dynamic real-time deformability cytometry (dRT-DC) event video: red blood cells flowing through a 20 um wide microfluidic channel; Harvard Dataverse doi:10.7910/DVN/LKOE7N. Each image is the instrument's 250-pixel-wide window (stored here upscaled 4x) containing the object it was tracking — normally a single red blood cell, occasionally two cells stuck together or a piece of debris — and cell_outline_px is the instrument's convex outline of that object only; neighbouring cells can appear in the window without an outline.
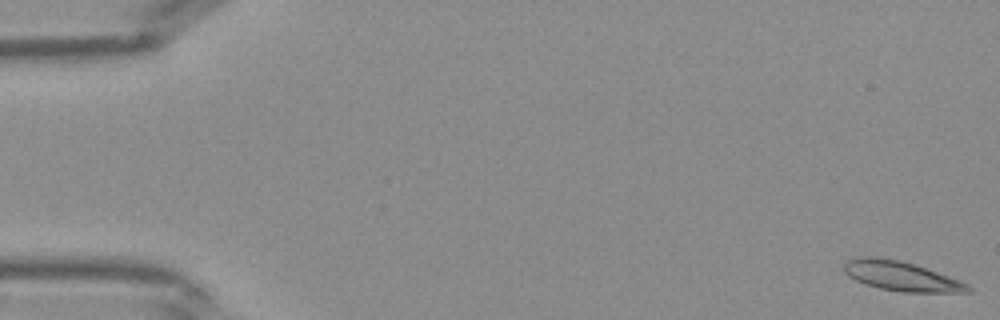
{"species": "Egyptian fruit bat (a non-hibernating species)", "species_latin": "Rousettus aegyptiacus", "temperature_condition": "warm", "stored_images_in_passage": 43, "segment_of_instrument_passage": [1, 2], "camera_frame_rate_fps": 3000, "um_per_image_px": 0.085, "frame": {"image": 1, "passage_image": 1, "time_ms": 0.0, "image_size_px": [1000, 320], "cell_outline_px": [[972, 292], [904, 292], [880, 288], [856, 280], [848, 276], [844, 272], [844, 264], [848, 260], [860, 256], [872, 256], [900, 260], [916, 264], [960, 280], [968, 284], [972, 288]], "centroid_in_image_um": [76.62, 23.46], "position_along_channel_um": 8.4, "area_um2": 21.33}}
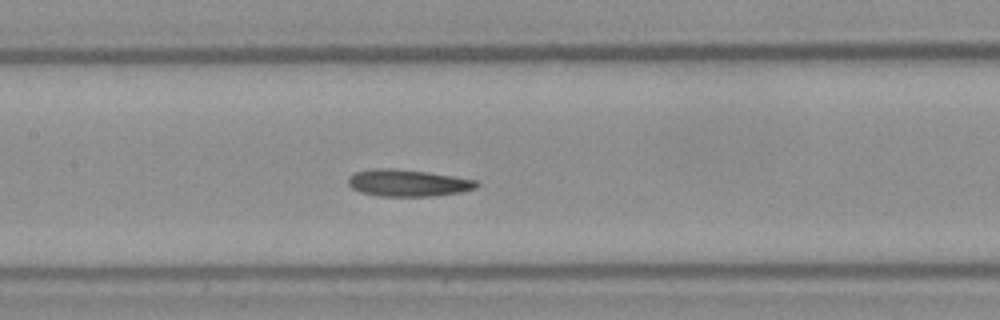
{"frame": {"image": 2, "passage_image": 20, "time_ms": 6.333, "image_size_px": [1000, 320], "cell_outline_px": [[480, 184], [476, 188], [460, 192], [432, 196], [380, 196], [360, 192], [352, 188], [348, 184], [348, 176], [356, 172], [376, 168], [392, 168], [424, 172], [452, 176], [476, 180]], "centroid_in_image_um": [34.65, 15.55], "position_along_channel_um": 172.8, "area_um2": 19.94}}
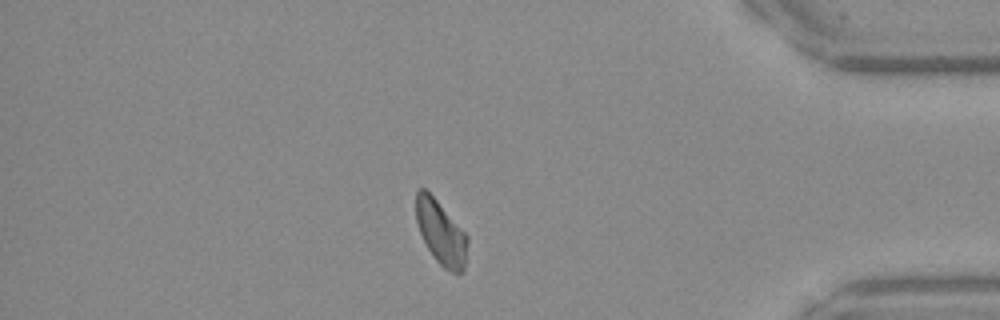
{"frame": {"image": 3, "passage_image": 36, "time_ms": 11.667, "image_size_px": [1000, 320], "cell_outline_px": [[468, 240], [464, 268], [460, 272], [452, 272], [444, 268], [436, 260], [428, 248], [420, 232], [416, 220], [416, 192], [420, 188], [424, 188], [436, 200], [468, 236]], "centroid_in_image_um": [37.47, 19.78], "position_along_channel_um": 397.7, "area_um2": 18.67}}